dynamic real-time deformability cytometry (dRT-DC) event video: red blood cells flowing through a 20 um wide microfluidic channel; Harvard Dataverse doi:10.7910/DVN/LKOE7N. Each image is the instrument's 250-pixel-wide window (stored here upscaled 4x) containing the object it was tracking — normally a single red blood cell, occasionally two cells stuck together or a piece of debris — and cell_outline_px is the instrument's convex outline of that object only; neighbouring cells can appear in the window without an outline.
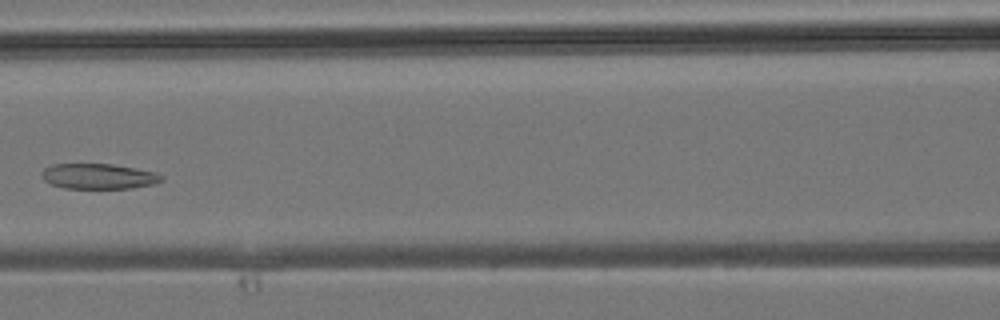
{"species": "common noctule bat (a hibernating species)", "species_latin": "Nyctalus noctula", "temperature_condition": "room temperature", "stored_images_in_passage": 30, "camera_frame_rate_fps": 3000, "um_per_image_px": 0.085, "animal": {"sex": "male", "body_mass_g": 19.2, "forearm_length_mm": 51.8}, "frame": {"image": 1, "passage_image": 9, "time_ms": 2.667, "image_size_px": [1000, 320], "cell_outline_px": [[164, 180], [156, 184], [132, 188], [64, 188], [52, 184], [44, 180], [44, 168], [52, 164], [112, 164], [136, 168], [156, 172], [164, 176]], "centroid_in_image_um": [8.46, 14.98], "position_along_channel_um": 158.1, "area_um2": 17.69}}
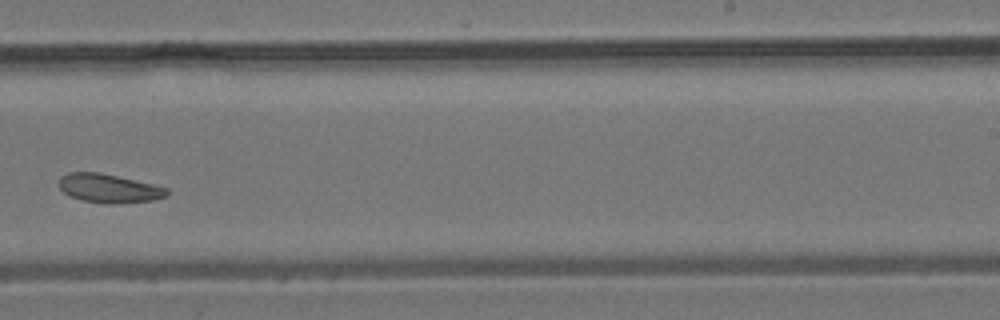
{"frame": {"image": 2, "passage_image": 16, "time_ms": 5.0, "image_size_px": [1000, 320], "cell_outline_px": [[172, 192], [168, 196], [156, 200], [116, 204], [104, 204], [80, 200], [68, 196], [56, 184], [60, 176], [68, 172], [96, 172], [116, 176], [152, 184], [168, 188]], "centroid_in_image_um": [9.25, 16.03], "position_along_channel_um": 279.7, "area_um2": 18.5}}
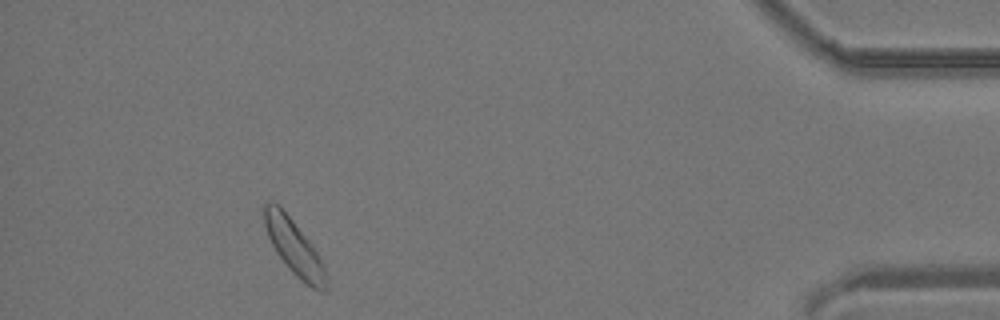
{"frame": {"image": 3, "passage_image": 27, "time_ms": 8.667, "image_size_px": [1000, 320], "cell_outline_px": [[328, 288], [324, 292], [320, 292], [312, 288], [300, 280], [292, 272], [276, 252], [268, 236], [264, 224], [264, 204], [268, 200], [272, 200], [280, 204], [312, 244], [324, 268]], "centroid_in_image_um": [24.98, 20.98], "position_along_channel_um": 410.2, "area_um2": 19.88}}